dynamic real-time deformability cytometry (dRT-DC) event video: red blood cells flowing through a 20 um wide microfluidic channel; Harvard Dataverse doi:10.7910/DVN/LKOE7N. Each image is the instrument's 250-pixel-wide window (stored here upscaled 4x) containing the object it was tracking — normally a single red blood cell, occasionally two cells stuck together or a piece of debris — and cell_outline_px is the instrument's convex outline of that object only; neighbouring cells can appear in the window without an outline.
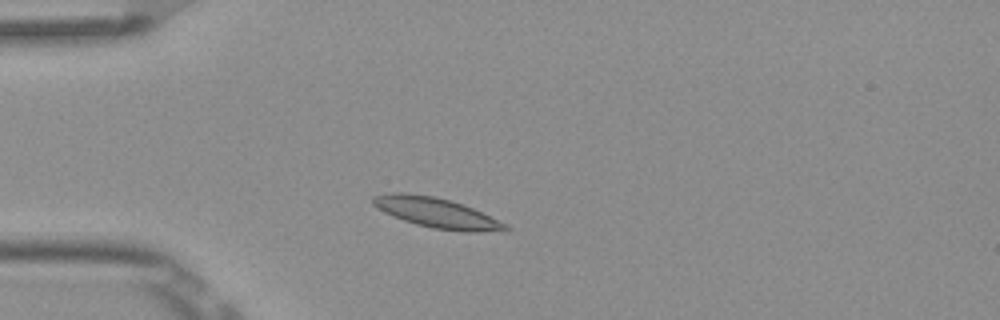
{"species": "Egyptian fruit bat (a non-hibernating species)", "species_latin": "Rousettus aegyptiacus", "temperature_condition": "room temperature", "stored_images_in_passage": 3, "camera_frame_rate_fps": 3000, "um_per_image_px": 0.085, "frame": {"image": 1, "passage_image": 3, "time_ms": 0.667, "image_size_px": [1000, 320], "cell_outline_px": [[512, 228], [508, 232], [464, 232], [432, 228], [416, 224], [404, 220], [384, 212], [372, 204], [372, 196], [388, 192], [408, 192], [432, 196], [448, 200], [472, 208], [508, 224]], "centroid_in_image_um": [37.16, 18.1], "position_along_channel_um": 47.8, "area_um2": 23.41}}